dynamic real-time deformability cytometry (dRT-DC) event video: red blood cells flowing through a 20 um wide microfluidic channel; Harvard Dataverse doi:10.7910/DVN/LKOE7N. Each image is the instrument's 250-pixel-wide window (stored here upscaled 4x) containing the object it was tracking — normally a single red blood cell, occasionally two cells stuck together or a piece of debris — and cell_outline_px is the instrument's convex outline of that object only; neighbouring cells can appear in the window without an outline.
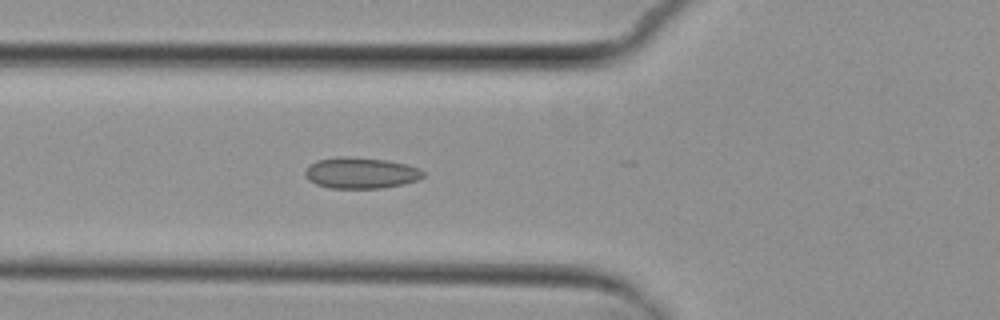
{"species": "common noctule bat (a hibernating species)", "species_latin": "Nyctalus noctula", "temperature_condition": "cold", "stored_images_in_passage": 4, "camera_frame_rate_fps": 3000, "um_per_image_px": 0.085, "animal": {"sex": "female", "body_mass_g": 29.2, "forearm_length_mm": 56.3}, "frame": {"image": 1, "passage_image": 4, "time_ms": 4.333, "image_size_px": [1000, 320], "cell_outline_px": [[424, 176], [416, 180], [404, 184], [384, 188], [328, 188], [316, 184], [308, 180], [304, 172], [316, 160], [340, 156], [352, 156], [388, 160], [408, 164], [420, 168], [424, 172]], "centroid_in_image_um": [30.69, 14.69], "position_along_channel_um": 95.1, "area_um2": 21.62}}